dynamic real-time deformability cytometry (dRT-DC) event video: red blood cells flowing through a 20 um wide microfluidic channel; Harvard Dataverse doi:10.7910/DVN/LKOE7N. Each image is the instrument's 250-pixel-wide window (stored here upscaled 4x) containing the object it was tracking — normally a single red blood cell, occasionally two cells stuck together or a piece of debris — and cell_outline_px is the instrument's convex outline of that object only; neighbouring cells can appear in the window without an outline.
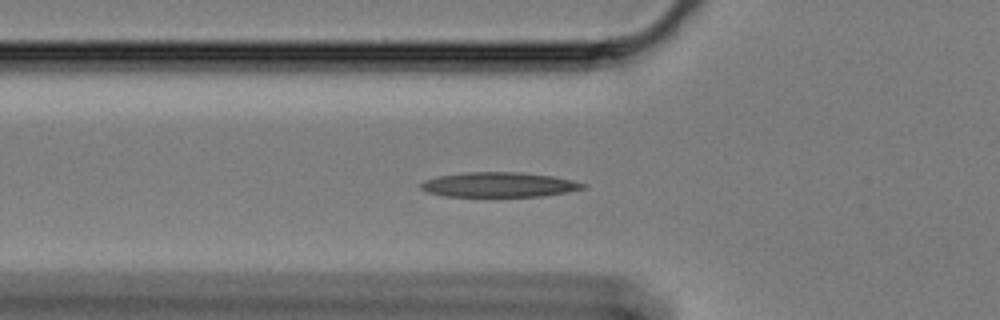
{"species": "Egyptian fruit bat (a non-hibernating species)", "species_latin": "Rousettus aegyptiacus", "temperature_condition": "cold", "stored_images_in_passage": 42, "segment_of_instrument_passage": [1, 2], "camera_frame_rate_fps": 3000, "um_per_image_px": 0.085, "animal": {"sex": "female"}, "frame": {"image": 1, "passage_image": 2, "time_ms": 0.333, "image_size_px": [1000, 320], "cell_outline_px": [[588, 188], [568, 192], [544, 196], [444, 196], [428, 192], [420, 188], [420, 184], [424, 180], [436, 176], [464, 172], [520, 172], [552, 176], [572, 180], [588, 184]], "centroid_in_image_um": [42.44, 15.69], "position_along_channel_um": 83.4, "area_um2": 23.64}}
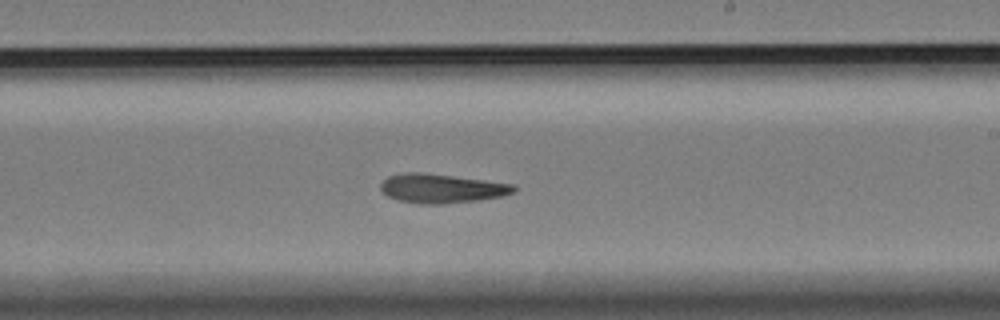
{"frame": {"image": 2, "passage_image": 17, "time_ms": 5.333, "image_size_px": [1000, 320], "cell_outline_px": [[516, 192], [504, 196], [480, 200], [444, 204], [420, 204], [396, 200], [388, 196], [380, 188], [380, 184], [388, 176], [408, 172], [416, 172], [452, 176], [516, 184]], "centroid_in_image_um": [37.57, 16.03], "position_along_channel_um": 251.4, "area_um2": 22.66}}
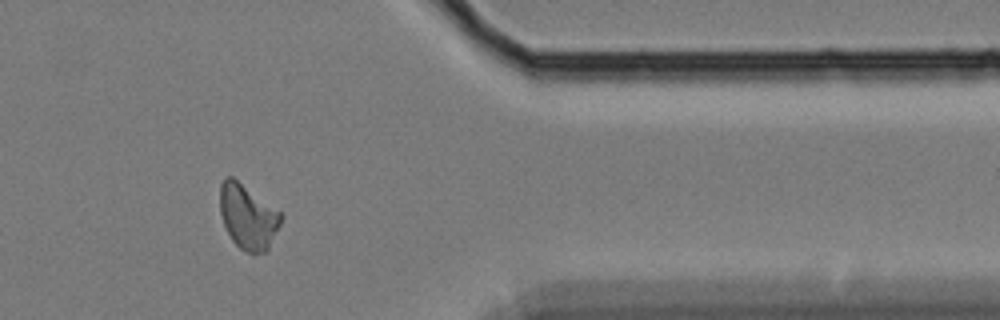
{"frame": {"image": 3, "passage_image": 31, "time_ms": 10.0, "image_size_px": [1000, 320], "cell_outline_px": [[284, 216], [268, 248], [264, 252], [256, 256], [252, 256], [240, 248], [232, 240], [224, 224], [220, 212], [220, 184], [224, 176], [232, 176], [280, 212]], "centroid_in_image_um": [21.06, 18.44], "position_along_channel_um": 390.3, "area_um2": 22.95}}